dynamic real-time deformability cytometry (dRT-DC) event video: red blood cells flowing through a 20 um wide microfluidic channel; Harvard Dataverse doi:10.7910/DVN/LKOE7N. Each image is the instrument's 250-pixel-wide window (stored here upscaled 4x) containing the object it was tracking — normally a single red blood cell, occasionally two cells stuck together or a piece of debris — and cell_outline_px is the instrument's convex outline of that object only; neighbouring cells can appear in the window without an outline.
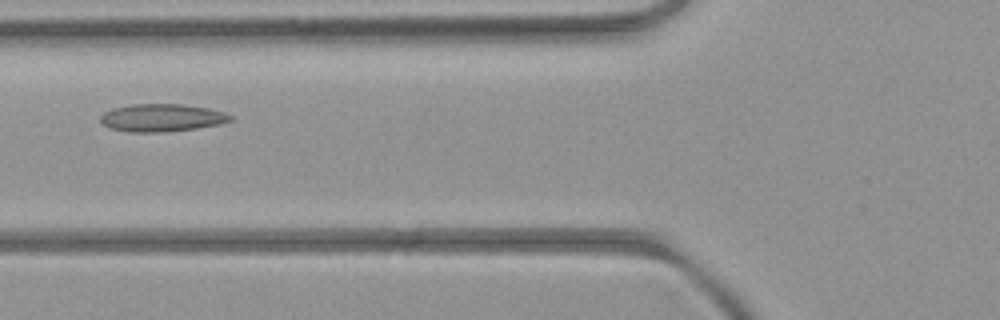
{"species": "common noctule bat (a hibernating species)", "species_latin": "Nyctalus noctula", "temperature_condition": "room temperature", "stored_images_in_passage": 5, "camera_frame_rate_fps": 3000, "um_per_image_px": 0.085, "animal": {"sex": "female", "body_mass_g": 21.9}, "frame": {"image": 1, "passage_image": 4, "time_ms": 3.333, "image_size_px": [1000, 320], "cell_outline_px": [[232, 120], [220, 124], [196, 128], [160, 132], [128, 132], [108, 128], [100, 120], [100, 116], [104, 112], [112, 108], [132, 104], [184, 104], [208, 108], [224, 112], [232, 116]], "centroid_in_image_um": [13.73, 10.0], "position_along_channel_um": 112.1, "area_um2": 20.98}}
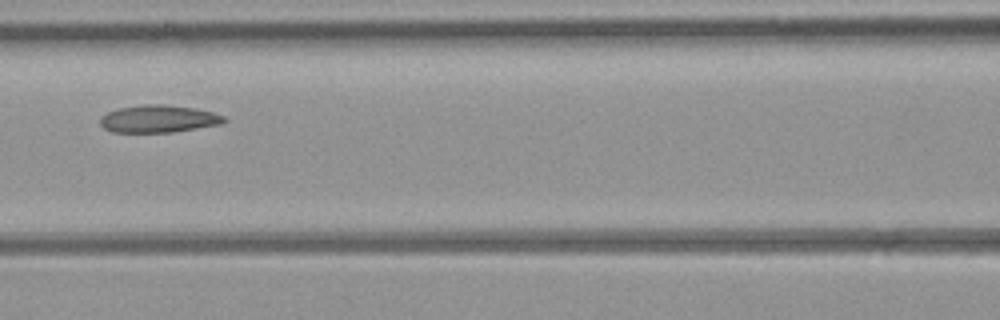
{"frame": {"image": 2, "passage_image": 5, "time_ms": 4.333, "image_size_px": [1000, 320], "cell_outline_px": [[228, 120], [224, 124], [172, 132], [112, 132], [104, 128], [100, 124], [100, 116], [108, 112], [120, 108], [144, 104], [164, 104], [196, 108], [212, 112], [224, 116]], "centroid_in_image_um": [13.51, 10.1], "position_along_channel_um": 153.1, "area_um2": 19.94}}